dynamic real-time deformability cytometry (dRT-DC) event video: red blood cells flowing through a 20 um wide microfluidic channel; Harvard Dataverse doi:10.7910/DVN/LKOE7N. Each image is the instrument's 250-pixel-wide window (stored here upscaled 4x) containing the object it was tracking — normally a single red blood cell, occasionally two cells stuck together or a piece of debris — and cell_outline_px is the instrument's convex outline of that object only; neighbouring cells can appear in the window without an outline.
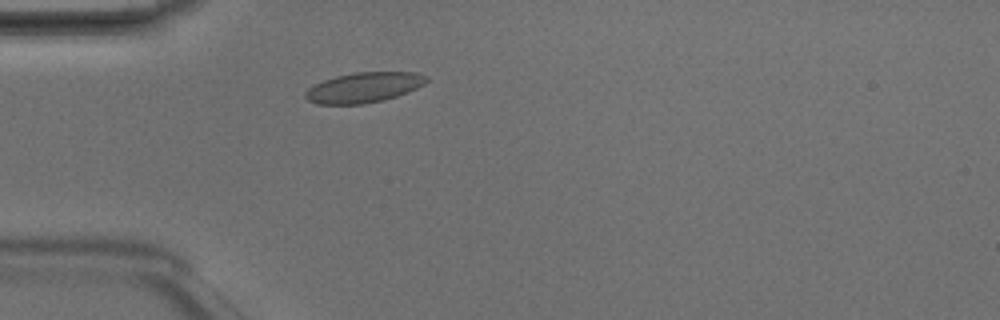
{"species": "Egyptian fruit bat (a non-hibernating species)", "species_latin": "Rousettus aegyptiacus", "temperature_condition": "room temperature", "stored_images_in_passage": 2, "camera_frame_rate_fps": 3000, "um_per_image_px": 0.085, "animal": {"sex": "male"}, "frame": {"image": 1, "passage_image": 2, "time_ms": 0.333, "image_size_px": [1000, 320], "cell_outline_px": [[428, 80], [424, 84], [408, 92], [384, 100], [360, 104], [316, 104], [308, 100], [304, 96], [304, 92], [308, 88], [324, 80], [336, 76], [356, 72], [416, 72], [428, 76]], "centroid_in_image_um": [30.93, 7.43], "position_along_channel_um": 54.1, "area_um2": 21.27}}